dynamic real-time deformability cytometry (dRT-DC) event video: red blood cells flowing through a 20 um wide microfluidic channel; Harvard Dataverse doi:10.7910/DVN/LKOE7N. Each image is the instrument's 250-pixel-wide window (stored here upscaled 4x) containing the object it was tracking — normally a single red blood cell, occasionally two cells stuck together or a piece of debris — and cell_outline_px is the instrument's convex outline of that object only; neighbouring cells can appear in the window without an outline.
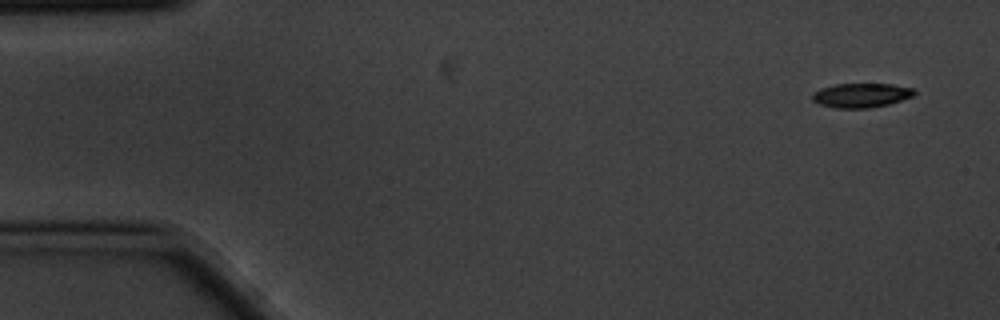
{"species": "common noctule bat (a hibernating species)", "species_latin": "Nyctalus noctula", "temperature_condition": "cold", "stored_images_in_passage": 6, "segment_of_instrument_passage": [1, 2], "camera_frame_rate_fps": 3000, "um_per_image_px": 0.085, "animal": {"sex": "male", "body_mass_g": 20.1, "forearm_length_mm": 53.5}, "frame": {"image": 1, "passage_image": 1, "time_ms": 0.0, "image_size_px": [1000, 320], "cell_outline_px": [[916, 92], [912, 96], [888, 104], [868, 108], [836, 108], [820, 104], [812, 100], [812, 96], [820, 88], [836, 84], [892, 84], [912, 88]], "centroid_in_image_um": [73.19, 8.1], "position_along_channel_um": 11.8, "area_um2": 14.22}}
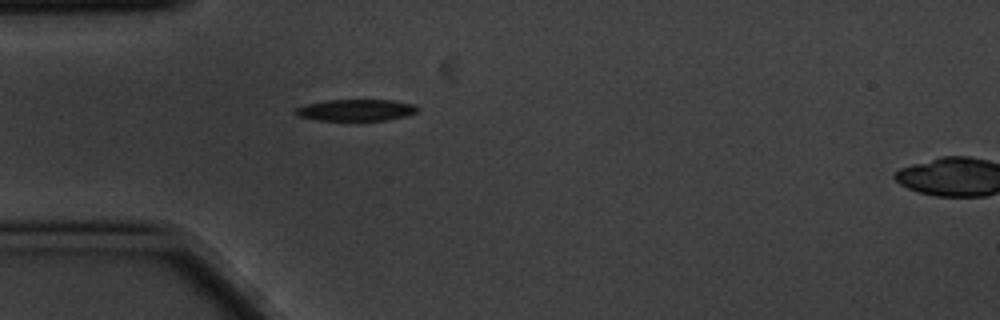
{"frame": {"image": 2, "passage_image": 5, "time_ms": 1.333, "image_size_px": [1000, 320], "cell_outline_px": [[420, 108], [416, 112], [404, 116], [384, 120], [316, 120], [296, 116], [292, 112], [296, 108], [308, 104], [328, 100], [392, 100], [412, 104]], "centroid_in_image_um": [30.21, 9.36], "position_along_channel_um": 54.8, "area_um2": 15.2}}